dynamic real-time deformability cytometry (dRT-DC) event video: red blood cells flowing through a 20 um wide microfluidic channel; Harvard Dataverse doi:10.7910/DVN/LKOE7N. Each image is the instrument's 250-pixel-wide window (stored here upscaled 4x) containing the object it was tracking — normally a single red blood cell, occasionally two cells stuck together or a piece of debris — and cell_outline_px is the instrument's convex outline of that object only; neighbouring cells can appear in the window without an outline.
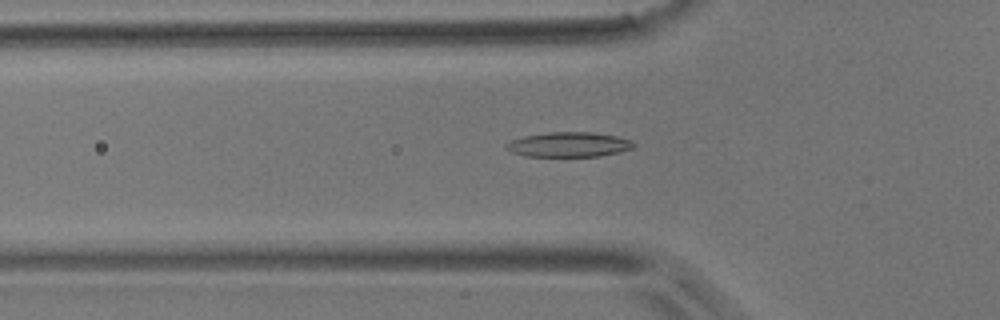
{"species": "common noctule bat (a hibernating species)", "species_latin": "Nyctalus noctula", "temperature_condition": "room temperature", "stored_images_in_passage": 54, "segment_of_instrument_passage": [1, 2], "camera_frame_rate_fps": 3000, "um_per_image_px": 0.085, "animal": {"sex": "male", "body_mass_g": 17.9}, "frame": {"image": 1, "passage_image": 17, "time_ms": 5.333, "image_size_px": [1000, 320], "cell_outline_px": [[636, 144], [632, 148], [620, 152], [600, 156], [524, 156], [512, 152], [504, 148], [504, 144], [512, 140], [524, 136], [548, 132], [592, 132], [616, 136], [628, 140]], "centroid_in_image_um": [48.31, 12.29], "position_along_channel_um": 77.5, "area_um2": 18.38}}
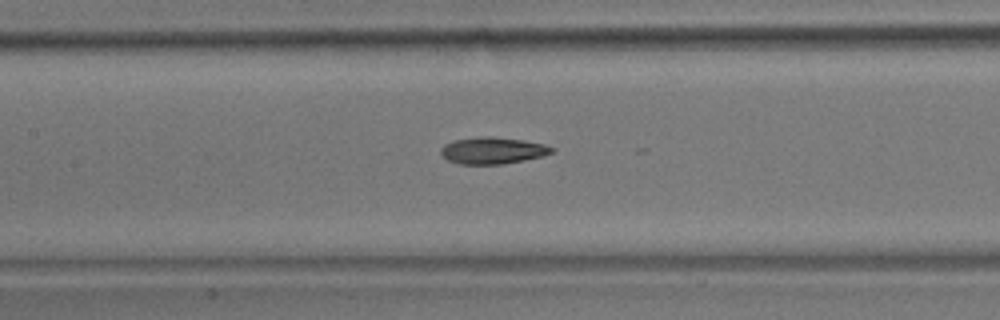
{"frame": {"image": 2, "passage_image": 24, "time_ms": 7.667, "image_size_px": [1000, 320], "cell_outline_px": [[556, 148], [552, 152], [540, 156], [524, 160], [504, 164], [456, 164], [448, 160], [440, 152], [440, 148], [444, 144], [452, 140], [484, 136], [492, 136], [524, 140], [544, 144]], "centroid_in_image_um": [41.85, 12.79], "position_along_channel_um": 165.6, "area_um2": 17.34}}
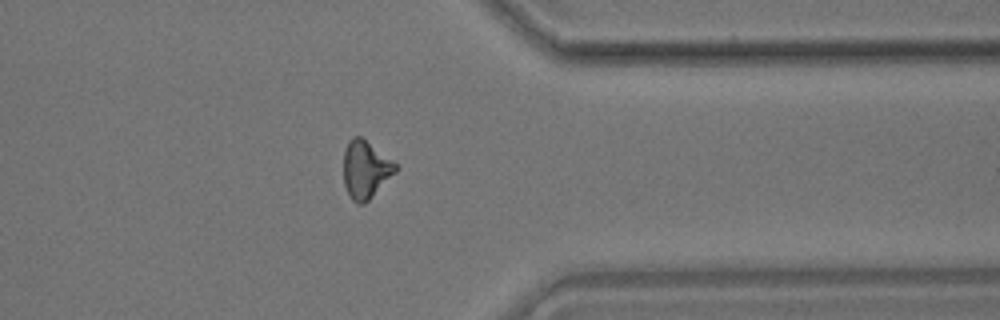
{"frame": {"image": 3, "passage_image": 42, "time_ms": 13.667, "image_size_px": [1000, 320], "cell_outline_px": [[400, 168], [364, 204], [356, 204], [352, 200], [344, 184], [344, 148], [348, 140], [352, 136], [360, 136], [392, 160]], "centroid_in_image_um": [31.06, 14.4], "position_along_channel_um": 380.3, "area_um2": 17.4}}